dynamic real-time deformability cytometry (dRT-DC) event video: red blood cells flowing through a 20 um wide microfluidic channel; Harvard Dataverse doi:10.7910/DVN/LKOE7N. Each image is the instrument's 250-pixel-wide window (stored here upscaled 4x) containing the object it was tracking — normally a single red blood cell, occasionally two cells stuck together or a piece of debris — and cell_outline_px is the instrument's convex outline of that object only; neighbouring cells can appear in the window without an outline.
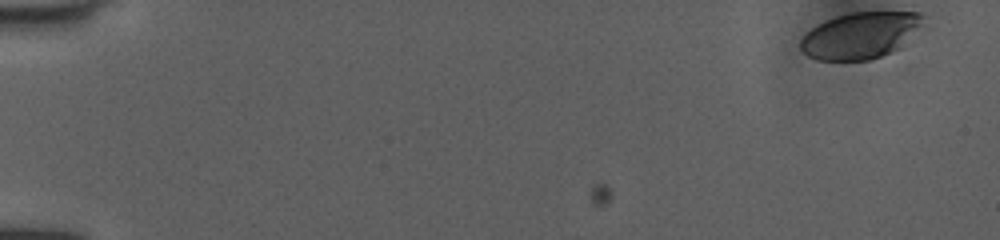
{"species": "human", "species_latin": "Homo sapiens", "temperature_condition": "room temperature", "stored_images_in_passage": 2, "camera_frame_rate_fps": 3000, "um_per_image_px": 0.085, "donor": {"sex": "female"}, "frame": {"image": 1, "passage_image": 2, "time_ms": 0.333, "image_size_px": [1000, 240], "cell_outline_px": [[924, 16], [920, 24], [900, 48], [880, 56], [868, 60], [816, 60], [808, 56], [800, 48], [800, 40], [812, 28], [836, 16], [852, 12], [920, 12]], "centroid_in_image_um": [73.1, 3.01], "position_along_channel_um": 11.9, "area_um2": 32.54}}